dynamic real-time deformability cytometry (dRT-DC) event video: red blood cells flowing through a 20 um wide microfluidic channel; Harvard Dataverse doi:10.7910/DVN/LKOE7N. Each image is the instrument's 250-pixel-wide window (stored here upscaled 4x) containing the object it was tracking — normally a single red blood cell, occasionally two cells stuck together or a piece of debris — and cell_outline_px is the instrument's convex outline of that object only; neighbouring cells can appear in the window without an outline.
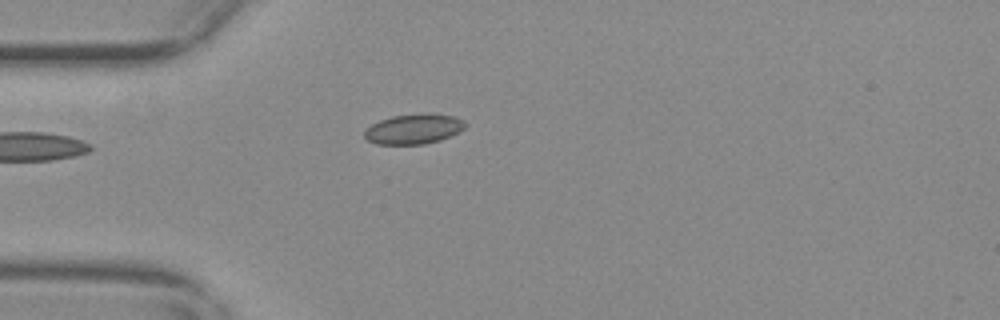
{"species": "common noctule bat (a hibernating species)", "species_latin": "Nyctalus noctula", "temperature_condition": "warm", "stored_images_in_passage": 41, "camera_frame_rate_fps": 3000, "um_per_image_px": 0.085, "animal": {"sex": "female", "body_mass_g": 29.2, "forearm_length_mm": 56.3}, "frame": {"image": 1, "passage_image": 1, "time_ms": 0.0, "image_size_px": [1000, 320], "cell_outline_px": [[468, 124], [464, 128], [440, 140], [424, 144], [376, 144], [368, 140], [364, 136], [364, 132], [372, 124], [380, 120], [392, 116], [424, 112], [432, 112], [456, 116], [464, 120]], "centroid_in_image_um": [35.2, 10.93], "position_along_channel_um": 49.8, "area_um2": 17.8}}
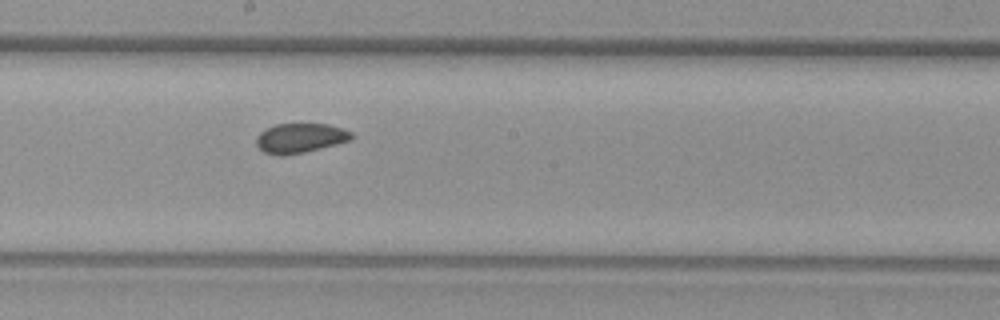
{"frame": {"image": 2, "passage_image": 16, "time_ms": 5.0, "image_size_px": [1000, 320], "cell_outline_px": [[356, 136], [352, 140], [304, 152], [284, 156], [280, 156], [264, 152], [256, 144], [256, 136], [260, 132], [276, 124], [328, 124], [352, 132]], "centroid_in_image_um": [25.53, 11.74], "position_along_channel_um": 222.7, "area_um2": 16.42}}
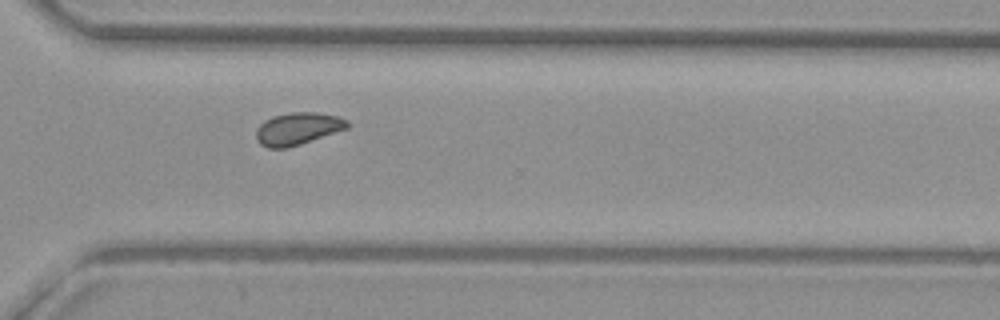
{"frame": {"image": 3, "passage_image": 26, "time_ms": 8.333, "image_size_px": [1000, 320], "cell_outline_px": [[348, 128], [288, 148], [268, 148], [260, 144], [256, 140], [256, 128], [264, 120], [272, 116], [292, 112], [316, 112], [336, 116], [348, 120]], "centroid_in_image_um": [25.27, 10.94], "position_along_channel_um": 345.3, "area_um2": 17.17}, "authors_computed_cell_mechanics": {"area_um2": 17.051, "velocity_mm_per_s": 3.6771, "shape_relaxation_time_tau1_ms": null, "shape_relaxation_time_tau2_ms": 2.6848, "deformation_change_tau1": null, "deformation_change_tau2": 0.051}}